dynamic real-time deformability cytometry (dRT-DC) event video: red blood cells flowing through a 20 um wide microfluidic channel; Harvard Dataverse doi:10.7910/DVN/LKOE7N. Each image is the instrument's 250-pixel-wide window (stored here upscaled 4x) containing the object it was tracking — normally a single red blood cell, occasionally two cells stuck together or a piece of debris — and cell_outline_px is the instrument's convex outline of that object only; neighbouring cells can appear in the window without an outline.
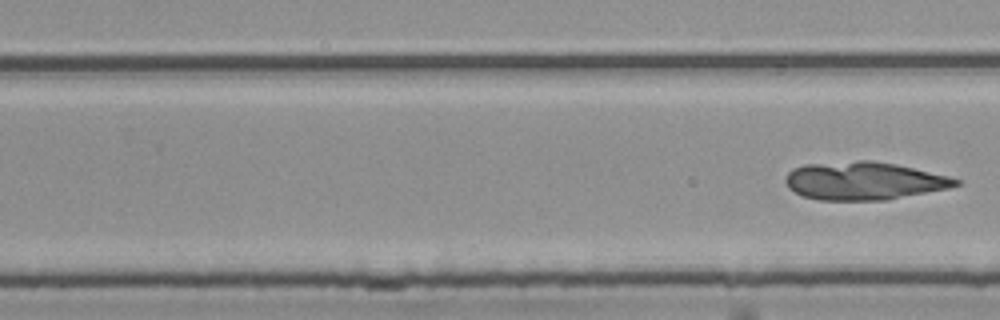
{"species": "common noctule bat (a hibernating species)", "species_latin": "Nyctalus noctula", "temperature_condition": "room temperature", "stored_images_in_passage": 7, "segment_of_instrument_passage": [2, 2], "camera_frame_rate_fps": 3000, "um_per_image_px": 0.085, "animal": {"sex": "female", "body_mass_g": 25.1}, "frame": {"image": 1, "passage_image": 7, "time_ms": 2.0, "image_size_px": [1000, 320], "cell_outline_px": [[960, 184], [948, 188], [888, 200], [820, 200], [800, 196], [792, 192], [788, 188], [784, 180], [788, 172], [792, 168], [804, 164], [860, 160], [868, 160], [896, 164], [948, 176], [960, 180]], "centroid_in_image_um": [73.37, 15.38], "position_along_channel_um": 256.4, "area_um2": 37.86}}